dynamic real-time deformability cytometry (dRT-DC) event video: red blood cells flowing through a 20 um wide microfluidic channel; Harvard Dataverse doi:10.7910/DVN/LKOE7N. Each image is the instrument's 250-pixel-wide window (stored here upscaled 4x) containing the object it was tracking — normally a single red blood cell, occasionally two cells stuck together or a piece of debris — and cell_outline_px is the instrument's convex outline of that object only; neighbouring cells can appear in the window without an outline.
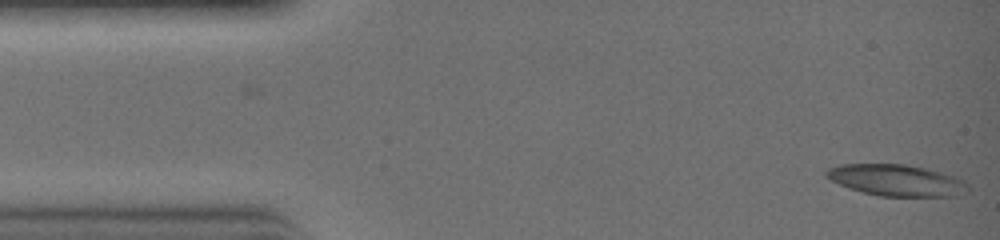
{"species": "common noctule bat (a hibernating species)", "species_latin": "Nyctalus noctula", "temperature_condition": "warm", "stored_images_in_passage": 2, "camera_frame_rate_fps": 3000, "um_per_image_px": 0.085, "animal": {"sex": "female", "body_mass_g": 19.0, "forearm_length_mm": 51.5}, "frame": {"image": 1, "passage_image": 2, "time_ms": 0.333, "image_size_px": [1000, 240], "cell_outline_px": [[972, 188], [968, 192], [956, 196], [880, 196], [848, 188], [824, 176], [824, 172], [828, 168], [840, 164], [904, 164], [924, 168], [956, 176], [964, 180]], "centroid_in_image_um": [76.24, 15.32], "position_along_channel_um": 8.8, "area_um2": 26.07}}